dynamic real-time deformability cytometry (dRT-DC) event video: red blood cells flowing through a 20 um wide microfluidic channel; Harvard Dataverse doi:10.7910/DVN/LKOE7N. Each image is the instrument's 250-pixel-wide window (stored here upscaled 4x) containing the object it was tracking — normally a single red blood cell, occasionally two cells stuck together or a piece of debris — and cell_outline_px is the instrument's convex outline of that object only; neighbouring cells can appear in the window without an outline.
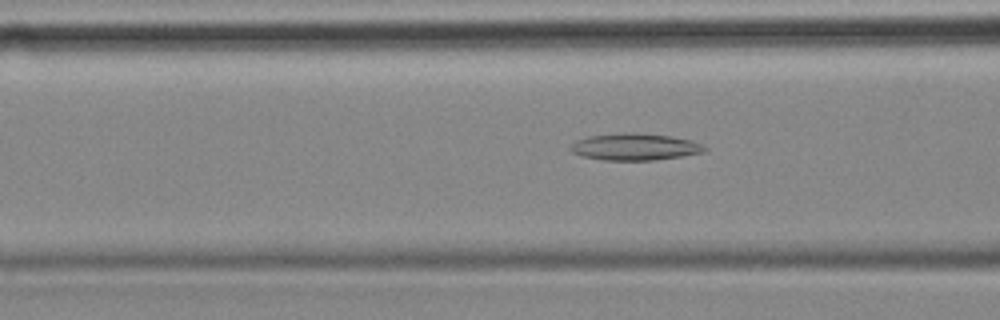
{"species": "common noctule bat (a hibernating species)", "species_latin": "Nyctalus noctula", "temperature_condition": "cold", "stored_images_in_passage": 14, "camera_frame_rate_fps": 3000, "um_per_image_px": 0.085, "animal": {"sex": "female", "body_mass_g": 18.4}, "frame": {"image": 1, "passage_image": 8, "time_ms": 2.333, "image_size_px": [1000, 320], "cell_outline_px": [[708, 148], [704, 152], [656, 160], [604, 160], [584, 156], [572, 152], [568, 148], [576, 140], [588, 136], [624, 132], [632, 132], [672, 136], [692, 140]], "centroid_in_image_um": [53.96, 12.47], "position_along_channel_um": 112.6, "area_um2": 20.98}}
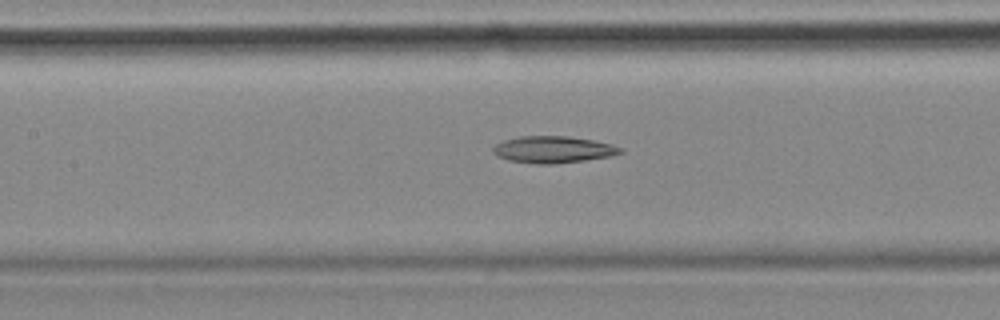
{"frame": {"image": 2, "passage_image": 12, "time_ms": 3.667, "image_size_px": [1000, 320], "cell_outline_px": [[624, 152], [612, 156], [584, 160], [552, 164], [536, 164], [508, 160], [496, 156], [492, 152], [492, 148], [496, 144], [504, 140], [520, 136], [568, 136], [592, 140], [612, 144], [624, 148]], "centroid_in_image_um": [47.02, 12.71], "position_along_channel_um": 160.4, "area_um2": 20.0}}